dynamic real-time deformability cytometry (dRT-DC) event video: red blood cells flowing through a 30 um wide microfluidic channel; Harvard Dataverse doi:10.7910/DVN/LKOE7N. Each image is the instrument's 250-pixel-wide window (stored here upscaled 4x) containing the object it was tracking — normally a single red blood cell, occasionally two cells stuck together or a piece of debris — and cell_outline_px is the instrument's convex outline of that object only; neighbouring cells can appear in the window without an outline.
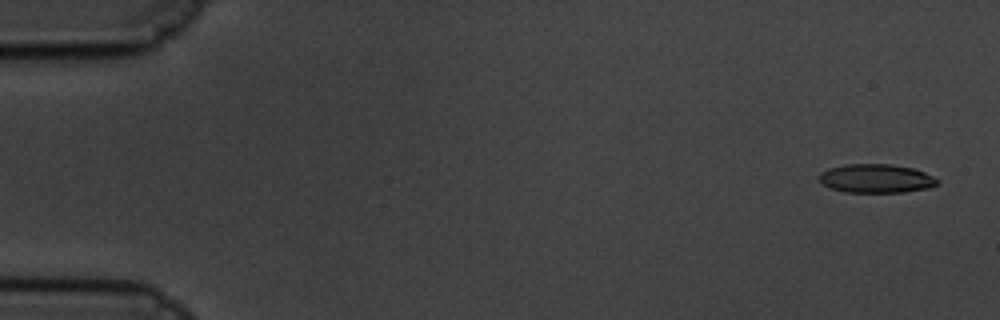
{"species": "common noctule bat (a hibernating species)", "species_latin": "Nyctalus noctula", "temperature_condition": "cold", "stored_images_in_passage": 61, "camera_frame_rate_fps": 3000, "um_per_image_px": 0.085, "animal": {"sex": "male", "body_mass_g": 19.5, "forearm_length_mm": 54.6}, "frame": {"image": 1, "passage_image": 3, "time_ms": 0.667, "image_size_px": [1000, 320], "cell_outline_px": [[940, 180], [936, 184], [928, 188], [904, 192], [844, 192], [828, 188], [820, 184], [820, 172], [828, 168], [844, 164], [892, 164], [912, 168], [924, 172]], "centroid_in_image_um": [74.42, 15.17], "position_along_channel_um": 10.6, "area_um2": 19.94}}
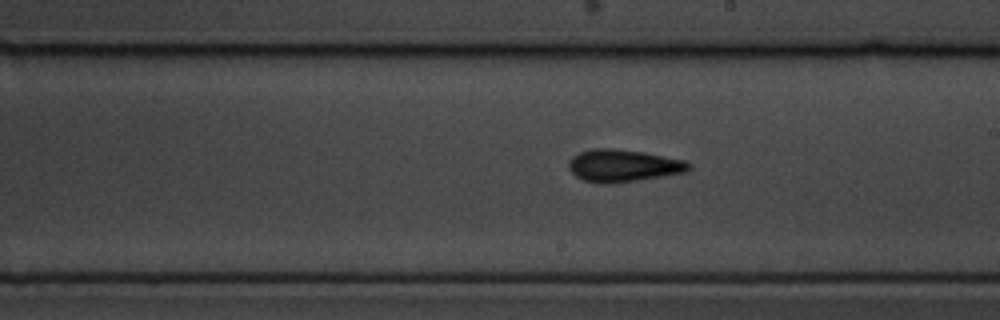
{"frame": {"image": 2, "passage_image": 35, "time_ms": 11.333, "image_size_px": [1000, 320], "cell_outline_px": [[692, 168], [688, 172], [636, 180], [608, 184], [584, 180], [576, 176], [568, 168], [568, 160], [572, 156], [580, 152], [592, 148], [616, 148], [644, 152], [684, 160], [692, 164]], "centroid_in_image_um": [52.98, 14.06], "position_along_channel_um": 236.0, "area_um2": 22.72}}
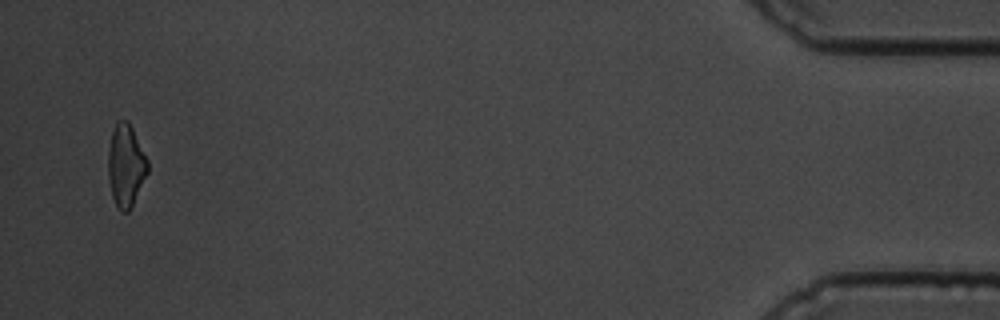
{"frame": {"image": 3, "passage_image": 59, "time_ms": 19.333, "image_size_px": [1000, 320], "cell_outline_px": [[148, 172], [128, 212], [120, 212], [112, 196], [108, 176], [108, 152], [112, 132], [116, 120], [128, 120], [148, 160]], "centroid_in_image_um": [10.69, 14.05], "position_along_channel_um": 424.5, "area_um2": 18.79}, "authors_computed_cell_mechanics": {"area_um2": 20.4612, "velocity_mm_per_s": 3.358, "shape_relaxation_time_tau1_ms": 3.4727, "shape_relaxation_time_tau2_ms": 3.5629, "deformation_change_tau1": 0.1345, "deformation_change_tau2": 0.1289}}